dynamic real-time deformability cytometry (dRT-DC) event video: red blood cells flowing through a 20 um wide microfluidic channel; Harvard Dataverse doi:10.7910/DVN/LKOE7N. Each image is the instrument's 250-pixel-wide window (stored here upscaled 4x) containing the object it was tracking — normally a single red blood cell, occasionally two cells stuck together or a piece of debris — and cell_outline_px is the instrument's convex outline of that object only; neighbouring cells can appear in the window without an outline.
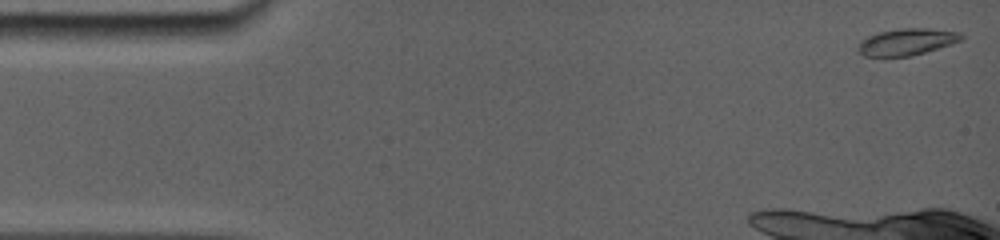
{"species": "common noctule bat (a hibernating species)", "species_latin": "Nyctalus noctula", "temperature_condition": "room temperature", "stored_images_in_passage": 11, "camera_frame_rate_fps": 5000, "um_per_image_px": 0.085, "animal": {"sex": "female", "body_mass_g": 19.0, "forearm_length_mm": 56.7}, "frame": {"image": 1, "passage_image": 1, "time_ms": 0.0, "image_size_px": [1000, 240], "cell_outline_px": [[964, 36], [960, 40], [952, 44], [912, 56], [864, 56], [856, 48], [860, 40], [868, 36], [880, 32], [900, 28], [928, 28], [960, 32]], "centroid_in_image_um": [77.07, 3.55], "position_along_channel_um": 7.9, "area_um2": 16.07}}